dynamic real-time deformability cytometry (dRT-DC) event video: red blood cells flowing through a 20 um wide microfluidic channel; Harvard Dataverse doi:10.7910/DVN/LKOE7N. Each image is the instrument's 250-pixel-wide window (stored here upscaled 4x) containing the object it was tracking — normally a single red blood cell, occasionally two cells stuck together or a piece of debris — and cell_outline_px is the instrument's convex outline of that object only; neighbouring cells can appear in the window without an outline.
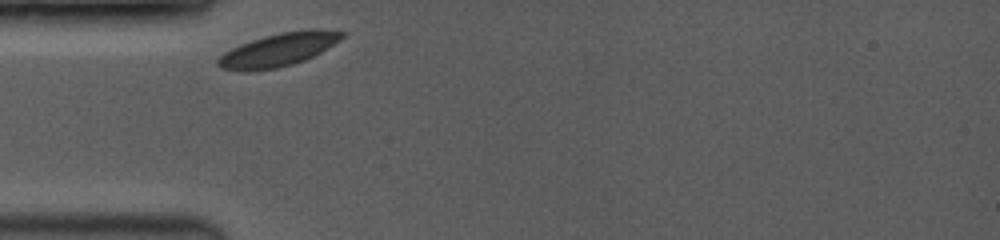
{"species": "common noctule bat (a hibernating species)", "species_latin": "Nyctalus noctula", "temperature_condition": "room temperature", "stored_images_in_passage": 33, "camera_frame_rate_fps": 3500, "um_per_image_px": 0.085, "animal": {"sex": "female", "body_mass_g": 19.0, "forearm_length_mm": 53.3}, "frame": {"image": 1, "passage_image": 1, "time_ms": 0.0, "image_size_px": [1000, 240], "cell_outline_px": [[348, 32], [340, 40], [320, 52], [304, 60], [292, 64], [276, 68], [244, 72], [240, 72], [220, 68], [216, 64], [216, 60], [224, 52], [240, 44], [264, 36], [280, 32], [308, 28], [316, 28]], "centroid_in_image_um": [23.66, 4.22], "position_along_channel_um": 61.3, "area_um2": 24.22}}
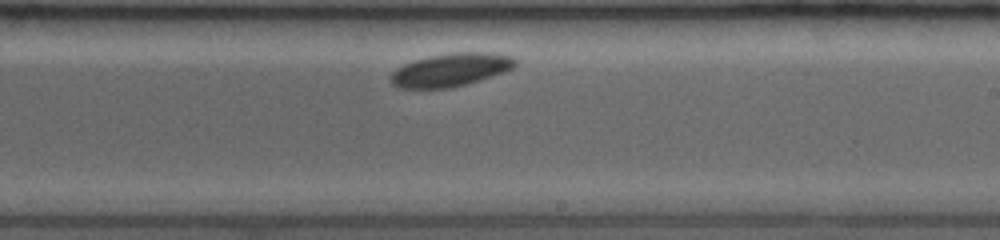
{"frame": {"image": 2, "passage_image": 19, "time_ms": 5.143, "image_size_px": [1000, 240], "cell_outline_px": [[516, 64], [512, 68], [504, 72], [480, 80], [452, 88], [396, 88], [388, 80], [388, 76], [396, 68], [404, 64], [428, 56], [452, 52], [492, 52], [512, 56], [516, 60]], "centroid_in_image_um": [38.28, 5.94], "position_along_channel_um": 250.7, "area_um2": 24.33}}
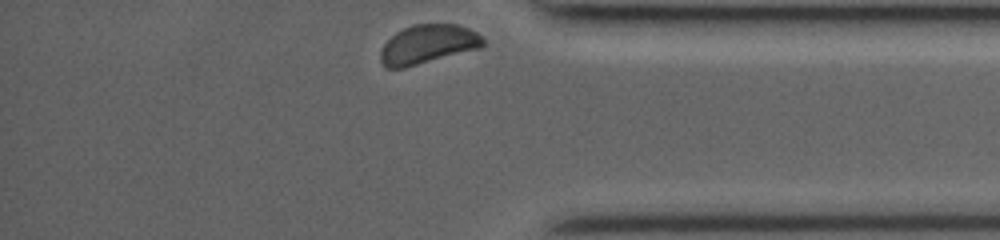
{"frame": {"image": 3, "passage_image": 33, "time_ms": 9.143, "image_size_px": [1000, 240], "cell_outline_px": [[484, 44], [480, 48], [404, 68], [384, 68], [380, 60], [380, 52], [384, 44], [396, 32], [412, 24], [456, 24], [468, 28], [476, 32], [484, 40]], "centroid_in_image_um": [36.34, 3.77], "position_along_channel_um": 398.9, "area_um2": 23.24}, "authors_computed_cell_mechanics": {"area_um2": 23.7558, "velocity_mm_per_s": 3.7336, "shape_relaxation_time_tau1_ms": 0.8762, "shape_relaxation_time_tau2_ms": null, "deformation_change_tau1": 0.0295, "deformation_change_tau2": null}}